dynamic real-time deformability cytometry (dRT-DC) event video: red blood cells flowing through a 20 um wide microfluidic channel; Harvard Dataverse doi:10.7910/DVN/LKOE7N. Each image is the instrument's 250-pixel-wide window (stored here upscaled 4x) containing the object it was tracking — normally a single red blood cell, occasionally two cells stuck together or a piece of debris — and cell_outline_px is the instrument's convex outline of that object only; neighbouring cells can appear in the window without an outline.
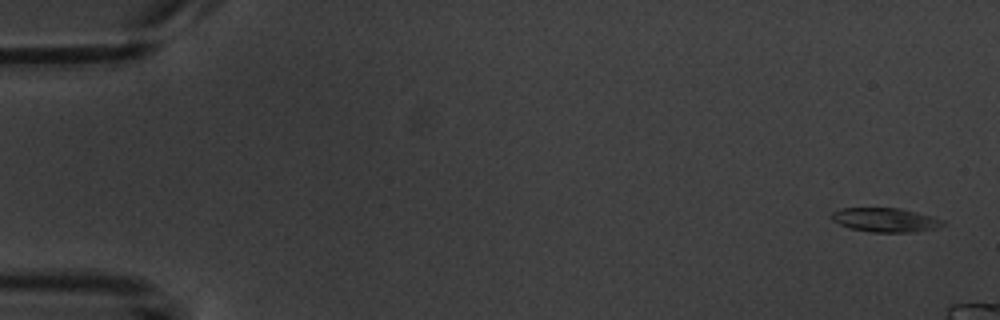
{"species": "common noctule bat (a hibernating species)", "species_latin": "Nyctalus noctula", "temperature_condition": "warm", "stored_images_in_passage": 3, "camera_frame_rate_fps": 3000, "um_per_image_px": 0.085, "animal": {"sex": "male", "body_mass_g": 20.1, "forearm_length_mm": 53.5}, "frame": {"image": 1, "passage_image": 1, "time_ms": 0.0, "image_size_px": [1000, 320], "cell_outline_px": [[948, 224], [936, 228], [916, 232], [872, 232], [848, 228], [832, 220], [832, 212], [840, 208], [900, 208], [932, 216], [944, 220]], "centroid_in_image_um": [75.29, 18.7], "position_along_channel_um": 9.7, "area_um2": 15.72}}